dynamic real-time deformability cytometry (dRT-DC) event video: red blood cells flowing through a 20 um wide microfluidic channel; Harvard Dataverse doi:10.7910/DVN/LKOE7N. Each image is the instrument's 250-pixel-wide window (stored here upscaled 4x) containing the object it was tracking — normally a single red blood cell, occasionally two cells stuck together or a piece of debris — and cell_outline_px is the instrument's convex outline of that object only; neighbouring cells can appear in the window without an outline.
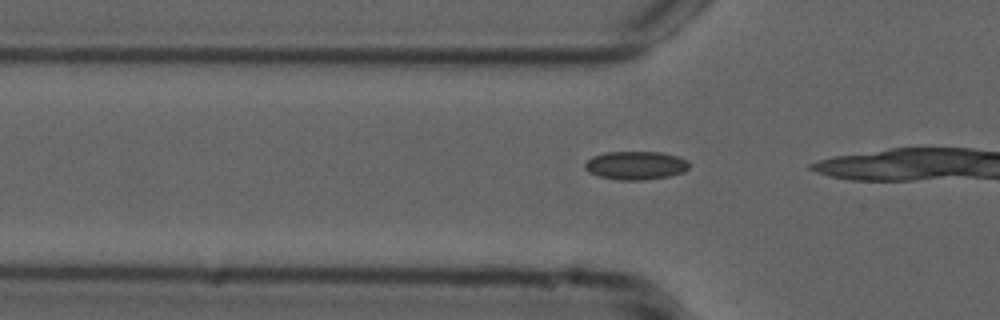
{"species": "common noctule bat (a hibernating species)", "species_latin": "Nyctalus noctula", "temperature_condition": "cold", "stored_images_in_passage": 7, "camera_frame_rate_fps": 3000, "um_per_image_px": 0.085, "animal": {"sex": "male", "forearm_length_mm": 52.5}, "frame": {"image": 1, "passage_image": 5, "time_ms": 1.333, "image_size_px": [1000, 320], "cell_outline_px": [[688, 168], [684, 172], [668, 176], [640, 180], [620, 180], [600, 176], [588, 172], [584, 168], [584, 164], [592, 156], [608, 152], [660, 152], [676, 156], [688, 160]], "centroid_in_image_um": [54.02, 14.05], "position_along_channel_um": 71.8, "area_um2": 17.11}}